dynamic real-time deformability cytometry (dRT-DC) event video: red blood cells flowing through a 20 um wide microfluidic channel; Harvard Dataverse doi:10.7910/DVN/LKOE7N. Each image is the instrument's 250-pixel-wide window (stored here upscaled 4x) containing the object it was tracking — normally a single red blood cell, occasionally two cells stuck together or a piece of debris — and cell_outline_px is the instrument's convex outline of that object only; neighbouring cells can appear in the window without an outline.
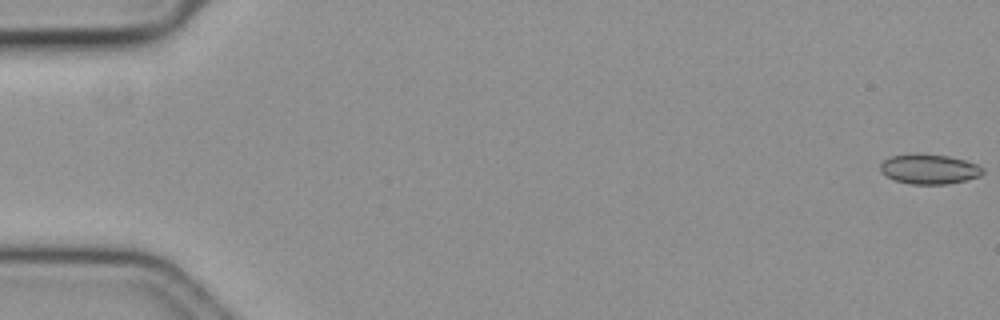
{"species": "common noctule bat (a hibernating species)", "species_latin": "Nyctalus noctula", "temperature_condition": "cold", "stored_images_in_passage": 59, "camera_frame_rate_fps": 3000, "um_per_image_px": 0.085, "animal": {"sex": "female", "body_mass_g": 19.3, "forearm_length_mm": 54.1}, "frame": {"image": 1, "passage_image": 1, "time_ms": 0.0, "image_size_px": [1000, 320], "cell_outline_px": [[984, 172], [980, 176], [964, 180], [944, 184], [912, 184], [896, 180], [880, 172], [880, 164], [888, 156], [912, 152], [916, 152], [948, 156], [964, 160], [976, 164], [984, 168]], "centroid_in_image_um": [78.94, 14.34], "position_along_channel_um": 6.1, "area_um2": 17.98}}
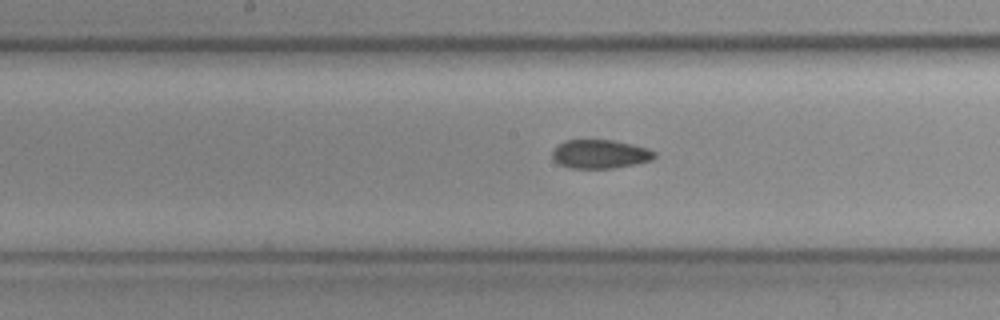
{"frame": {"image": 2, "passage_image": 31, "time_ms": 10.0, "image_size_px": [1000, 320], "cell_outline_px": [[656, 156], [652, 160], [636, 164], [612, 168], [568, 168], [560, 164], [552, 156], [552, 152], [564, 140], [612, 140], [648, 148], [656, 152]], "centroid_in_image_um": [51.04, 13.1], "position_along_channel_um": 197.2, "area_um2": 16.99}}
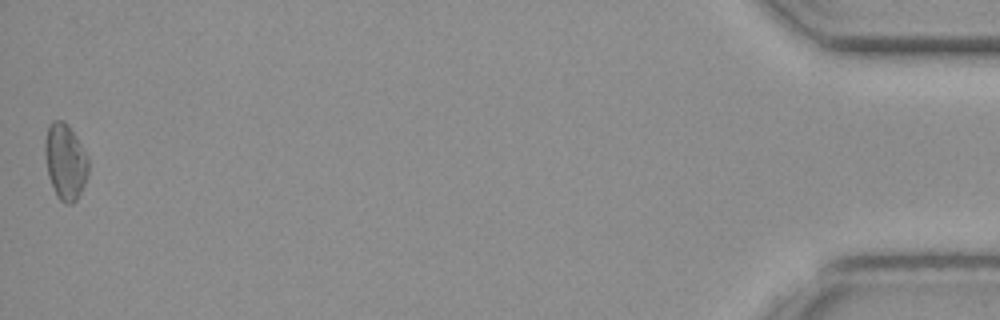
{"frame": {"image": 3, "passage_image": 59, "time_ms": 19.333, "image_size_px": [1000, 320], "cell_outline_px": [[88, 172], [84, 184], [76, 200], [72, 204], [64, 204], [56, 196], [48, 176], [44, 152], [44, 140], [48, 124], [52, 120], [64, 120], [68, 124], [76, 136], [88, 156]], "centroid_in_image_um": [5.53, 13.71], "position_along_channel_um": 429.7, "area_um2": 19.48}, "authors_computed_cell_mechanics": {"area_um2": 17.7446, "velocity_mm_per_s": 3.5746, "shape_relaxation_time_tau1_ms": null, "shape_relaxation_time_tau2_ms": 6.14, "deformation_change_tau1": null, "deformation_change_tau2": 0.1039}}